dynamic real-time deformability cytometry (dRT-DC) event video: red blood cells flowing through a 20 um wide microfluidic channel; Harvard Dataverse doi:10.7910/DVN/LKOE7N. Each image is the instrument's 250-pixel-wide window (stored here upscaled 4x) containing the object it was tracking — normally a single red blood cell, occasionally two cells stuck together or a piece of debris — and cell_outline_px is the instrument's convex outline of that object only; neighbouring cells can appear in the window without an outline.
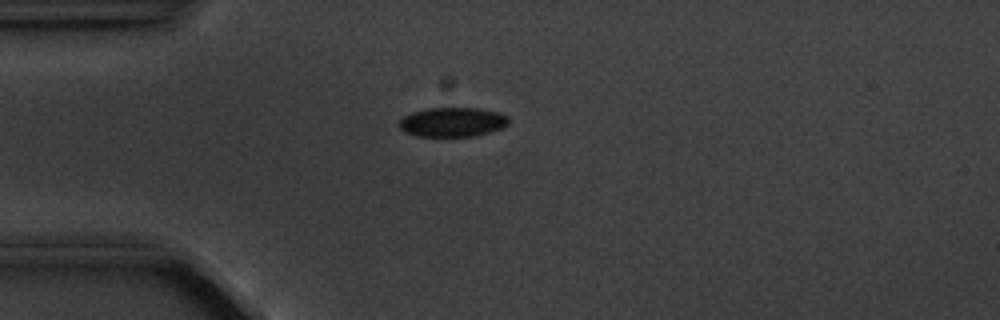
{"species": "common noctule bat (a hibernating species)", "species_latin": "Nyctalus noctula", "temperature_condition": "cold", "stored_images_in_passage": 1, "camera_frame_rate_fps": 3000, "um_per_image_px": 0.085, "animal": {"sex": "male", "body_mass_g": 20.1, "forearm_length_mm": 53.5}, "frame": {"image": 1, "passage_image": 1, "time_ms": 0.0, "image_size_px": [1000, 320], "cell_outline_px": [[508, 124], [500, 128], [488, 132], [472, 136], [416, 136], [404, 132], [396, 124], [404, 116], [412, 112], [428, 108], [480, 108], [496, 112], [508, 116]], "centroid_in_image_um": [38.41, 10.37], "position_along_channel_um": 46.6, "area_um2": 18.67}}